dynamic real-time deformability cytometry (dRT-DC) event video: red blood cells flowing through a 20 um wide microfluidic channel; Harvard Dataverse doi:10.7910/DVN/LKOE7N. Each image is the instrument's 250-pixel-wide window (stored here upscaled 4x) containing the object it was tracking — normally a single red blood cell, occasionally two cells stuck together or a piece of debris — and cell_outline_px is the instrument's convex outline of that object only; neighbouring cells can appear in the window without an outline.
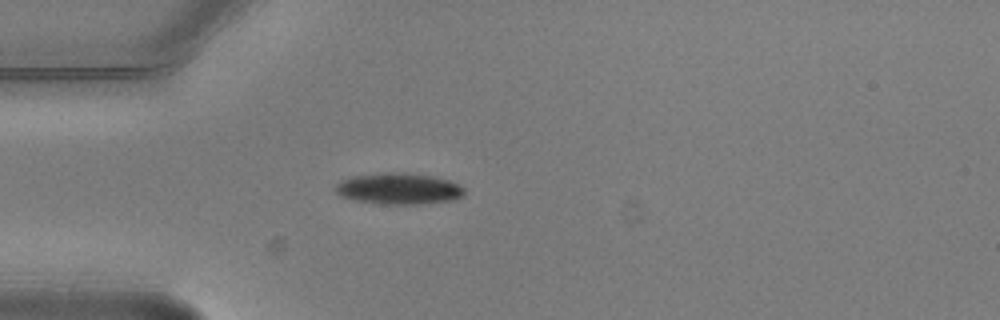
{"species": "common noctule bat (a hibernating species)", "species_latin": "Nyctalus noctula", "temperature_condition": "warm", "stored_images_in_passage": 1, "camera_frame_rate_fps": 3000, "um_per_image_px": 0.085, "animal": {"sex": "male", "body_mass_g": 20.5, "forearm_length_mm": 52.5}, "frame": {"image": 1, "passage_image": 1, "time_ms": 0.0, "image_size_px": [1000, 320], "cell_outline_px": [[464, 192], [460, 196], [452, 200], [416, 204], [384, 204], [356, 200], [340, 196], [336, 192], [336, 184], [340, 180], [352, 176], [380, 172], [408, 172], [432, 176], [448, 180], [460, 184], [464, 188]], "centroid_in_image_um": [33.87, 16.01], "position_along_channel_um": 51.1, "area_um2": 23.52}}